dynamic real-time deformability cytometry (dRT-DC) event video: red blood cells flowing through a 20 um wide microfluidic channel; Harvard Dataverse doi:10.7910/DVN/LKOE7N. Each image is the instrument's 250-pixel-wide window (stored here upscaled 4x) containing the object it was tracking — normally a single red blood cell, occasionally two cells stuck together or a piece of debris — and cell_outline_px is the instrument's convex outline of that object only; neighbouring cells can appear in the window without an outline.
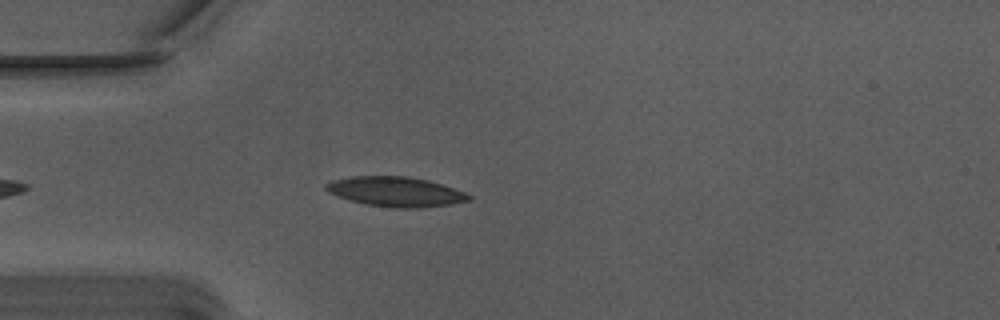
{"species": "Egyptian fruit bat (a non-hibernating species)", "species_latin": "Rousettus aegyptiacus", "temperature_condition": "warm", "stored_images_in_passage": 16, "camera_frame_rate_fps": 3000, "um_per_image_px": 0.085, "animal": {"sex": "male"}, "frame": {"image": 1, "passage_image": 5, "time_ms": 1.333, "image_size_px": [1000, 320], "cell_outline_px": [[472, 200], [452, 204], [424, 208], [392, 208], [364, 204], [336, 196], [328, 192], [324, 188], [324, 184], [332, 180], [352, 176], [408, 176], [428, 180], [464, 192], [472, 196]], "centroid_in_image_um": [33.61, 16.3], "position_along_channel_um": 51.4, "area_um2": 25.03}}
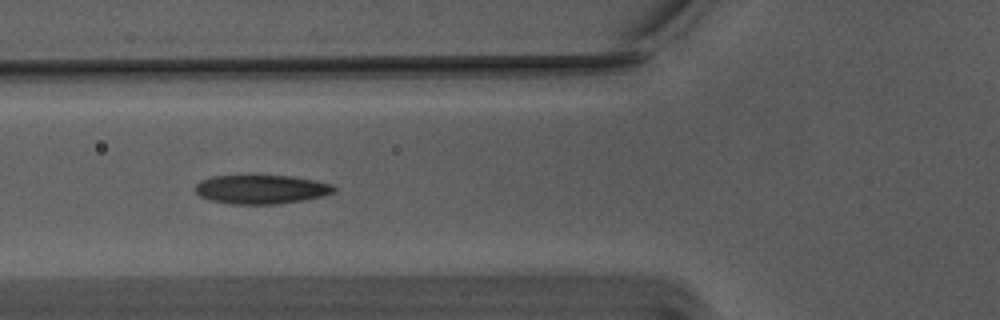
{"frame": {"image": 2, "passage_image": 10, "time_ms": 3.0, "image_size_px": [1000, 320], "cell_outline_px": [[336, 192], [320, 196], [300, 200], [276, 204], [232, 204], [208, 200], [200, 196], [196, 192], [196, 184], [200, 180], [212, 176], [288, 176], [316, 180], [332, 184], [336, 188]], "centroid_in_image_um": [22.19, 16.09], "position_along_channel_um": 103.6, "area_um2": 23.24}}